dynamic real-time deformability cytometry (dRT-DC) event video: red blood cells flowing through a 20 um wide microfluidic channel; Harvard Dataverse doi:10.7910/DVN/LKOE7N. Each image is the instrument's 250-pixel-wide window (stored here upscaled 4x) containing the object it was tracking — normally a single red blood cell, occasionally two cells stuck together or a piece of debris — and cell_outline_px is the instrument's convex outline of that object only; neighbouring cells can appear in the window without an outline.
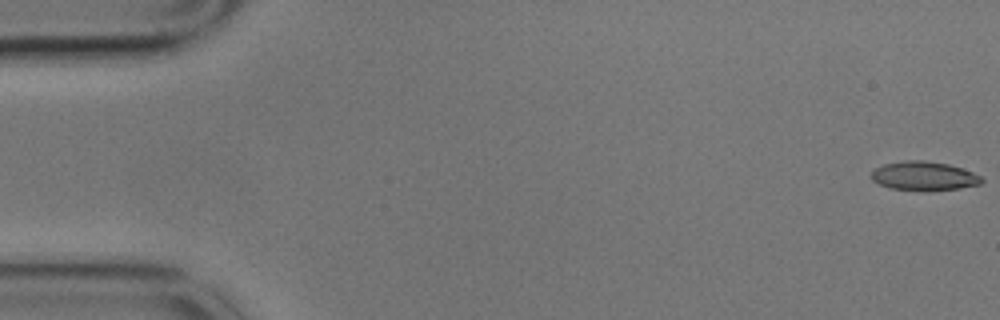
{"species": "common noctule bat (a hibernating species)", "species_latin": "Nyctalus noctula", "temperature_condition": "cold", "stored_images_in_passage": 59, "camera_frame_rate_fps": 3000, "um_per_image_px": 0.085, "animal": {"sex": "male", "body_mass_g": 17.9}, "frame": {"image": 1, "passage_image": 1, "time_ms": 0.0, "image_size_px": [1000, 320], "cell_outline_px": [[984, 180], [980, 184], [960, 188], [888, 188], [872, 180], [872, 172], [876, 168], [884, 164], [904, 160], [924, 160], [948, 164], [972, 172], [980, 176]], "centroid_in_image_um": [78.52, 14.91], "position_along_channel_um": 6.5, "area_um2": 17.74}}
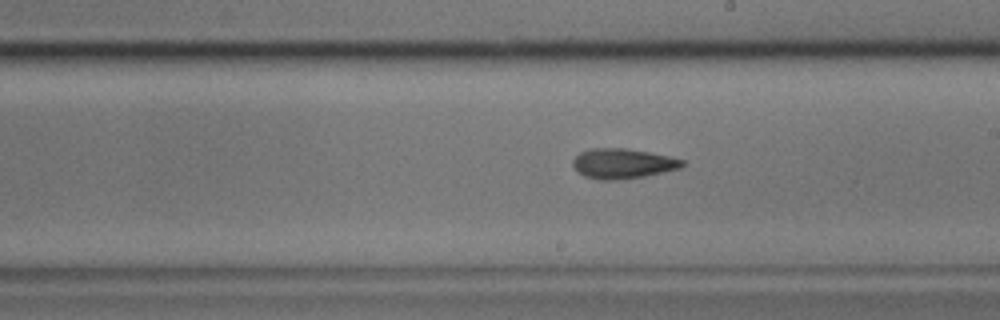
{"frame": {"image": 2, "passage_image": 33, "time_ms": 10.667, "image_size_px": [1000, 320], "cell_outline_px": [[684, 164], [680, 168], [644, 176], [616, 180], [600, 180], [584, 176], [576, 172], [572, 164], [572, 160], [580, 152], [588, 148], [624, 148], [648, 152], [668, 156], [684, 160]], "centroid_in_image_um": [52.87, 13.9], "position_along_channel_um": 236.1, "area_um2": 19.13}}
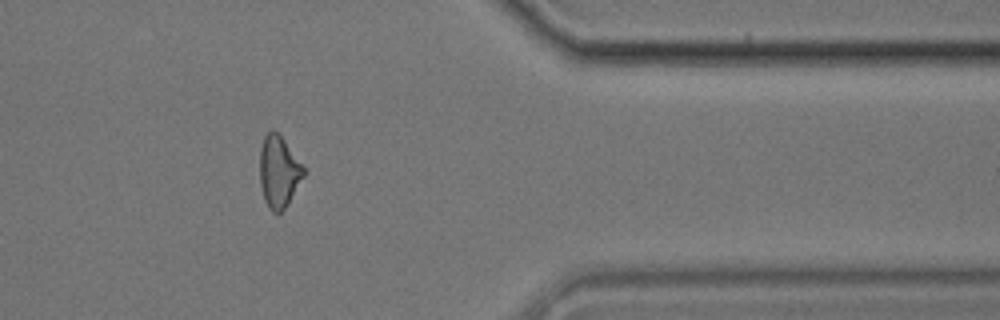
{"frame": {"image": 3, "passage_image": 48, "time_ms": 15.667, "image_size_px": [1000, 320], "cell_outline_px": [[304, 176], [288, 204], [276, 216], [268, 208], [264, 200], [260, 184], [260, 148], [264, 136], [272, 128], [284, 140], [304, 168]], "centroid_in_image_um": [23.67, 14.63], "position_along_channel_um": 387.7, "area_um2": 18.26}, "authors_computed_cell_mechanics": {"area_um2": 19.0162, "velocity_mm_per_s": 3.4207, "shape_relaxation_time_tau1_ms": 10.0699, "shape_relaxation_time_tau2_ms": 3.598, "deformation_change_tau1": 0.2278, "deformation_change_tau2": 0.1193}}